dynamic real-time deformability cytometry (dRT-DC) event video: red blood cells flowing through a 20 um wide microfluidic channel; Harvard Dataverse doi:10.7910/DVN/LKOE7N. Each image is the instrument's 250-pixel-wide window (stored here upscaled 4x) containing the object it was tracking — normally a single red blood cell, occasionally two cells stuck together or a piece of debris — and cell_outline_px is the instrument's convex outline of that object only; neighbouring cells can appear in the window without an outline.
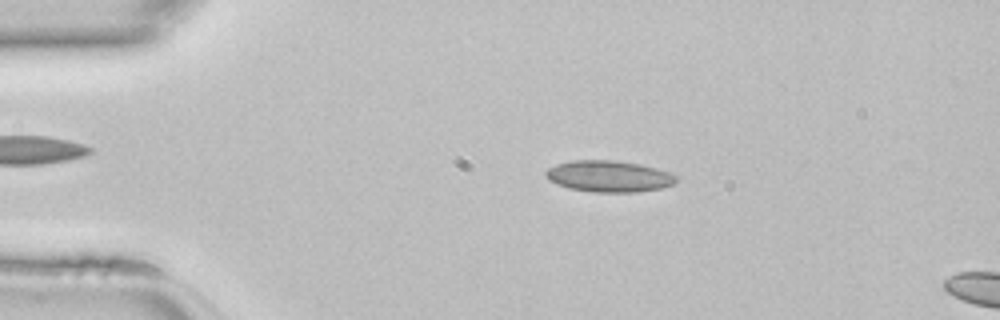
{"species": "common noctule bat (a hibernating species)", "species_latin": "Nyctalus noctula", "temperature_condition": "room temperature", "stored_images_in_passage": 6, "camera_frame_rate_fps": 3000, "um_per_image_px": 0.085, "animal": {"sex": "female", "body_mass_g": 22.7, "forearm_length_mm": 54.2}, "frame": {"image": 1, "passage_image": 3, "time_ms": 0.667, "image_size_px": [1000, 320], "cell_outline_px": [[680, 176], [672, 184], [660, 188], [636, 192], [592, 192], [568, 188], [556, 184], [548, 180], [544, 176], [544, 172], [548, 168], [556, 164], [572, 160], [616, 160], [640, 164], [672, 172]], "centroid_in_image_um": [51.74, 14.98], "position_along_channel_um": 33.3, "area_um2": 24.16}}